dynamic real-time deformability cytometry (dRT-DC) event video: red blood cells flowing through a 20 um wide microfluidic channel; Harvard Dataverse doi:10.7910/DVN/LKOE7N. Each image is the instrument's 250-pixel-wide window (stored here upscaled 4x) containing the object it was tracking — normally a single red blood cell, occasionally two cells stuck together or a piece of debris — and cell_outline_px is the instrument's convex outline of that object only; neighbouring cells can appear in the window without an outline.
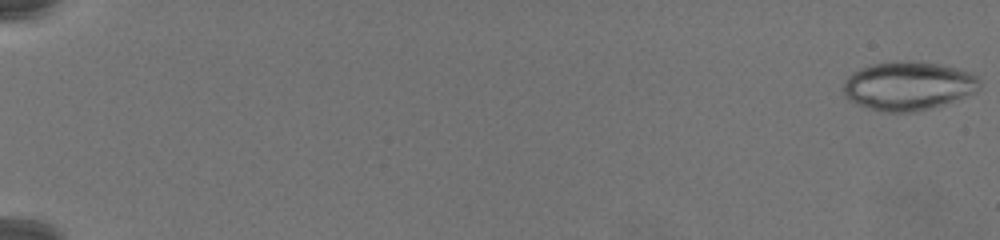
{"species": "common noctule bat (a hibernating species)", "species_latin": "Nyctalus noctula", "temperature_condition": "warm", "stored_images_in_passage": 77, "camera_frame_rate_fps": 3000, "um_per_image_px": 0.085, "animal": {"sex": "female", "body_mass_g": 19.5, "forearm_length_mm": 54.1}, "frame": {"image": 1, "passage_image": 1, "time_ms": 0.0, "image_size_px": [1000, 240], "cell_outline_px": [[980, 88], [976, 92], [944, 104], [932, 108], [912, 112], [880, 112], [848, 100], [844, 96], [844, 80], [848, 76], [860, 68], [872, 64], [896, 60], [944, 64], [968, 72], [976, 76], [980, 80]], "centroid_in_image_um": [77.19, 7.3], "position_along_channel_um": 7.8, "area_um2": 38.78}}
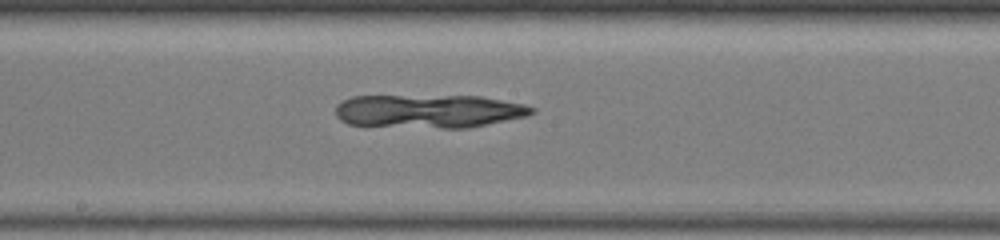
{"frame": {"image": 2, "passage_image": 46, "time_ms": 15.0, "image_size_px": [1000, 240], "cell_outline_px": [[536, 112], [528, 116], [468, 128], [440, 128], [348, 124], [340, 120], [336, 116], [336, 104], [352, 96], [480, 96], [524, 104], [536, 108]], "centroid_in_image_um": [36.48, 9.45], "position_along_channel_um": 211.7, "area_um2": 38.26}}
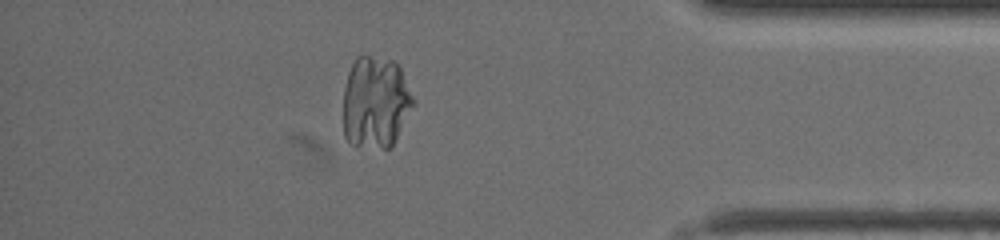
{"frame": {"image": 3, "passage_image": 69, "time_ms": 22.667, "image_size_px": [1000, 240], "cell_outline_px": [[416, 104], [392, 148], [384, 148], [348, 144], [344, 136], [344, 88], [348, 72], [356, 56], [360, 52], [392, 60], [400, 64], [416, 100]], "centroid_in_image_um": [31.97, 8.66], "position_along_channel_um": 403.2, "area_um2": 38.84}}